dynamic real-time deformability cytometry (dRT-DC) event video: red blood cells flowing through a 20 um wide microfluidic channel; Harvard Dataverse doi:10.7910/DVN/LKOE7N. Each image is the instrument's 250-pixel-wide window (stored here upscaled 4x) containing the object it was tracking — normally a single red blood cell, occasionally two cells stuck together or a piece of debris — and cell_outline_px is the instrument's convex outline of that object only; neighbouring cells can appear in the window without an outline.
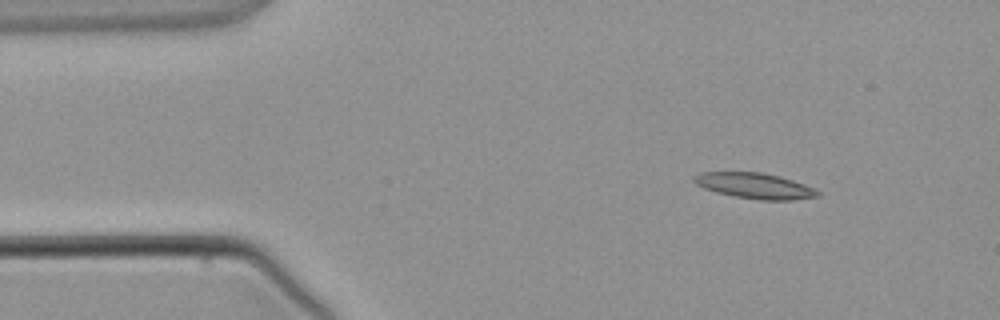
{"species": "common noctule bat (a hibernating species)", "species_latin": "Nyctalus noctula", "temperature_condition": "warm", "stored_images_in_passage": 4, "camera_frame_rate_fps": 3000, "um_per_image_px": 0.085, "animal": {"sex": "male", "body_mass_g": 21.5, "forearm_length_mm": 52.0}, "frame": {"image": 1, "passage_image": 1, "time_ms": 0.0, "image_size_px": [1000, 320], "cell_outline_px": [[820, 196], [792, 200], [760, 200], [732, 196], [716, 192], [704, 188], [696, 184], [692, 180], [692, 176], [700, 172], [764, 172], [780, 176], [816, 188], [820, 192]], "centroid_in_image_um": [64.15, 15.79], "position_along_channel_um": 20.8, "area_um2": 18.73}}
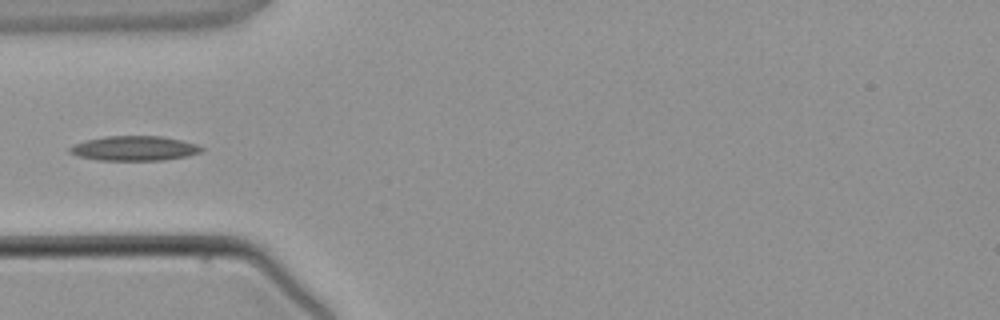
{"frame": {"image": 2, "passage_image": 3, "time_ms": 2.667, "image_size_px": [1000, 320], "cell_outline_px": [[204, 148], [200, 152], [188, 156], [164, 160], [96, 160], [80, 156], [68, 152], [68, 148], [84, 140], [104, 136], [160, 136], [180, 140], [196, 144]], "centroid_in_image_um": [11.4, 12.61], "position_along_channel_um": 73.6, "area_um2": 18.9}}
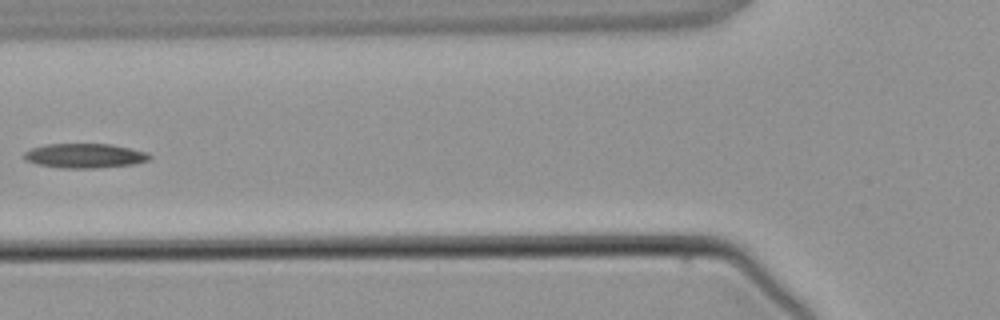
{"frame": {"image": 3, "passage_image": 4, "time_ms": 3.667, "image_size_px": [1000, 320], "cell_outline_px": [[152, 156], [148, 160], [132, 164], [96, 168], [60, 168], [40, 164], [28, 160], [24, 156], [24, 152], [32, 148], [48, 144], [112, 144], [148, 152]], "centroid_in_image_um": [7.25, 13.23], "position_along_channel_um": 118.6, "area_um2": 17.69}}